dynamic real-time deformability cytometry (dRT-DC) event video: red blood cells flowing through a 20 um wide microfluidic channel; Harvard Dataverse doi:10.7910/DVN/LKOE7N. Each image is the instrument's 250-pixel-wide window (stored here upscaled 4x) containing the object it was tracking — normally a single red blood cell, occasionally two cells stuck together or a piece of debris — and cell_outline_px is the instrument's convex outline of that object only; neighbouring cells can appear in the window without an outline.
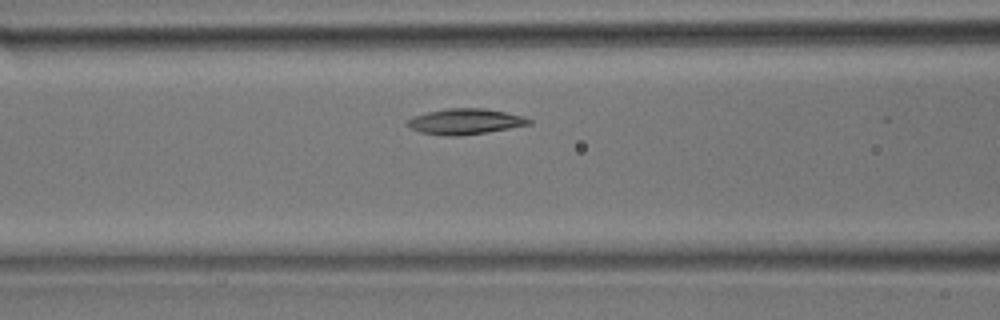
{"species": "common noctule bat (a hibernating species)", "species_latin": "Nyctalus noctula", "temperature_condition": "room temperature", "stored_images_in_passage": 5, "segment_of_instrument_passage": [1, 2], "camera_frame_rate_fps": 3000, "um_per_image_px": 0.085, "animal": {"sex": "male", "body_mass_g": 17.9}, "frame": {"image": 1, "passage_image": 4, "time_ms": 1.0, "image_size_px": [1000, 320], "cell_outline_px": [[532, 124], [488, 132], [456, 136], [444, 136], [420, 132], [404, 124], [404, 120], [412, 116], [428, 112], [448, 108], [484, 108], [524, 116], [532, 120]], "centroid_in_image_um": [39.5, 10.33], "position_along_channel_um": 127.1, "area_um2": 18.32}}